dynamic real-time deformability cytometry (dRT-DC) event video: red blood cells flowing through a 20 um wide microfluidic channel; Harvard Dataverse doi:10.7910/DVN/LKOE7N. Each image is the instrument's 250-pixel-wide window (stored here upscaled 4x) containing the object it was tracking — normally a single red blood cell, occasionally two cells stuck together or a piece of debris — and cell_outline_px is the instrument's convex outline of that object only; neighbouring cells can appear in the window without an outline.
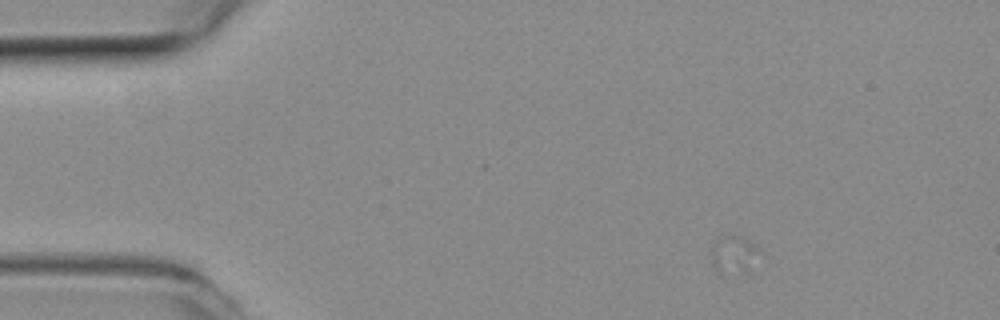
{"species": "common noctule bat (a hibernating species)", "species_latin": "Nyctalus noctula", "temperature_condition": "room temperature", "stored_images_in_passage": 19, "camera_frame_rate_fps": 3000, "um_per_image_px": 0.085, "animal": {"sex": "female", "body_mass_g": 19.3, "forearm_length_mm": 54.1}, "frame": {"image": 1, "passage_image": 1, "time_ms": 0.0, "image_size_px": [1000, 320], "cell_outline_px": [[764, 256], [748, 276], [720, 272], [712, 264], [708, 252], [716, 240], [732, 232], [752, 240], [764, 252]], "centroid_in_image_um": [62.51, 21.65], "position_along_channel_um": 22.5, "area_um2": 12.2}}
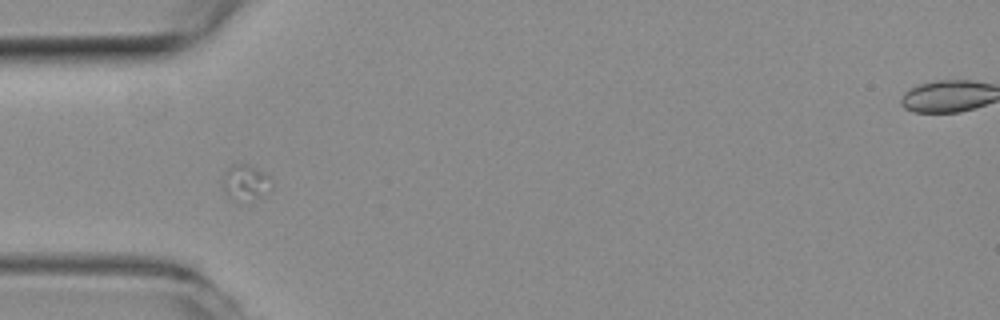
{"frame": {"image": 2, "passage_image": 12, "time_ms": 3.667, "image_size_px": [1000, 320], "cell_outline_px": [[272, 188], [256, 200], [232, 200], [224, 192], [220, 180], [224, 172], [232, 164], [248, 164], [268, 172], [272, 180]], "centroid_in_image_um": [20.87, 15.49], "position_along_channel_um": 64.1, "area_um2": 10.69}}